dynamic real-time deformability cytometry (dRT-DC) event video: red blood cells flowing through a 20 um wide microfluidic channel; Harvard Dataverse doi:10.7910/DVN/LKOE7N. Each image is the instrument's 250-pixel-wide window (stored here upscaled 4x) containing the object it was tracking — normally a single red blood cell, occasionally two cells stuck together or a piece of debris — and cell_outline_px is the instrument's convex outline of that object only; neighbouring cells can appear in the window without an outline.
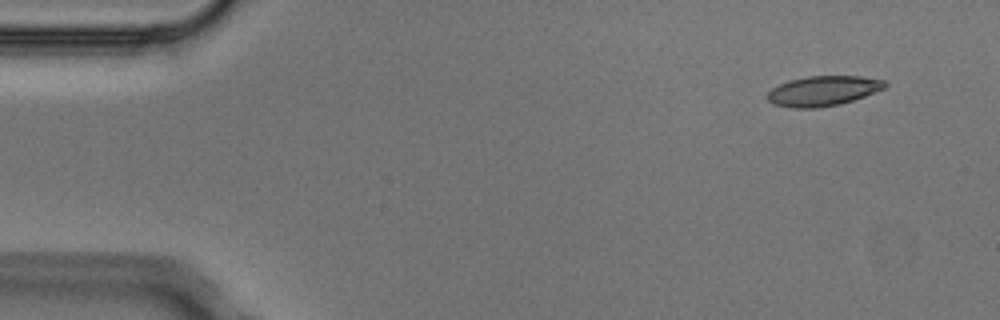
{"species": "Egyptian fruit bat (a non-hibernating species)", "species_latin": "Rousettus aegyptiacus", "temperature_condition": "cold", "stored_images_in_passage": 5, "segment_of_instrument_passage": [1, 2], "camera_frame_rate_fps": 3000, "um_per_image_px": 0.085, "animal": {"sex": "male"}, "frame": {"image": 1, "passage_image": 1, "time_ms": 0.0, "image_size_px": [1000, 320], "cell_outline_px": [[888, 84], [884, 88], [864, 96], [840, 104], [816, 108], [792, 108], [772, 104], [768, 100], [768, 92], [772, 88], [788, 80], [808, 76], [860, 76], [884, 80]], "centroid_in_image_um": [69.94, 7.72], "position_along_channel_um": 15.1, "area_um2": 20.46}}